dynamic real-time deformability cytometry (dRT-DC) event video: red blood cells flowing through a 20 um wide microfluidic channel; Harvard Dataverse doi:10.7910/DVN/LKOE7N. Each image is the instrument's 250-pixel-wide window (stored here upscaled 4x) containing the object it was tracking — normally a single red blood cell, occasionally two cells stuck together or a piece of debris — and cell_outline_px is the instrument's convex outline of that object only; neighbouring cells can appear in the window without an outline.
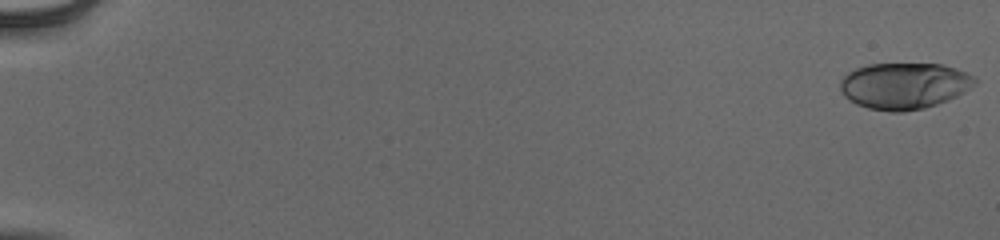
{"species": "human", "species_latin": "Homo sapiens", "temperature_condition": "cold", "stored_images_in_passage": 55, "camera_frame_rate_fps": 3000, "um_per_image_px": 0.085, "donor": {"sex": "male"}, "frame": {"image": 1, "passage_image": 1, "time_ms": 0.0, "image_size_px": [1000, 240], "cell_outline_px": [[976, 84], [964, 92], [956, 96], [936, 104], [924, 108], [904, 112], [888, 112], [868, 108], [856, 104], [844, 96], [840, 88], [840, 80], [848, 72], [856, 68], [868, 64], [944, 64], [976, 76]], "centroid_in_image_um": [76.85, 7.29], "position_along_channel_um": 8.1, "area_um2": 36.47}}
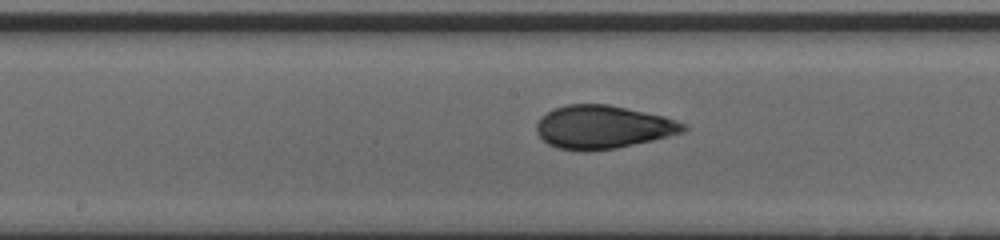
{"frame": {"image": 2, "passage_image": 31, "time_ms": 10.0, "image_size_px": [1000, 240], "cell_outline_px": [[688, 128], [684, 132], [652, 140], [616, 148], [588, 152], [580, 152], [556, 148], [548, 144], [536, 132], [536, 124], [540, 116], [552, 108], [568, 104], [608, 104], [664, 116], [688, 124]], "centroid_in_image_um": [51.22, 10.8], "position_along_channel_um": 197.0, "area_um2": 37.4}}
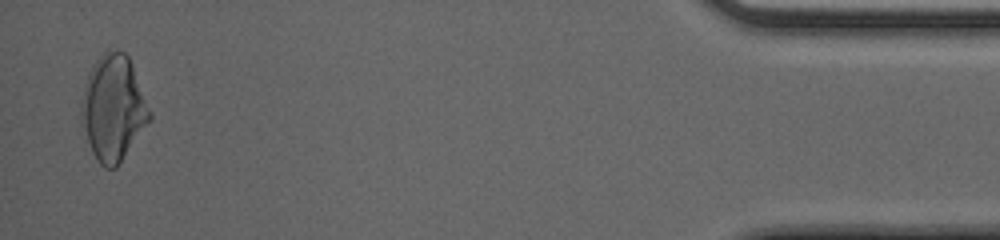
{"frame": {"image": 3, "passage_image": 54, "time_ms": 17.667, "image_size_px": [1000, 240], "cell_outline_px": [[152, 120], [116, 168], [104, 168], [96, 160], [92, 152], [80, 124], [80, 100], [84, 84], [88, 72], [96, 60], [108, 48], [124, 52], [128, 56], [152, 112]], "centroid_in_image_um": [9.61, 9.2], "position_along_channel_um": 425.6, "area_um2": 42.66}, "authors_computed_cell_mechanics": {"area_um2": 36.7608, "velocity_mm_per_s": 3.9209, "shape_relaxation_time_tau1_ms": 7.5168, "shape_relaxation_time_tau2_ms": 0.9183, "deformation_change_tau1": 0.2109, "deformation_change_tau2": 0.0476}}